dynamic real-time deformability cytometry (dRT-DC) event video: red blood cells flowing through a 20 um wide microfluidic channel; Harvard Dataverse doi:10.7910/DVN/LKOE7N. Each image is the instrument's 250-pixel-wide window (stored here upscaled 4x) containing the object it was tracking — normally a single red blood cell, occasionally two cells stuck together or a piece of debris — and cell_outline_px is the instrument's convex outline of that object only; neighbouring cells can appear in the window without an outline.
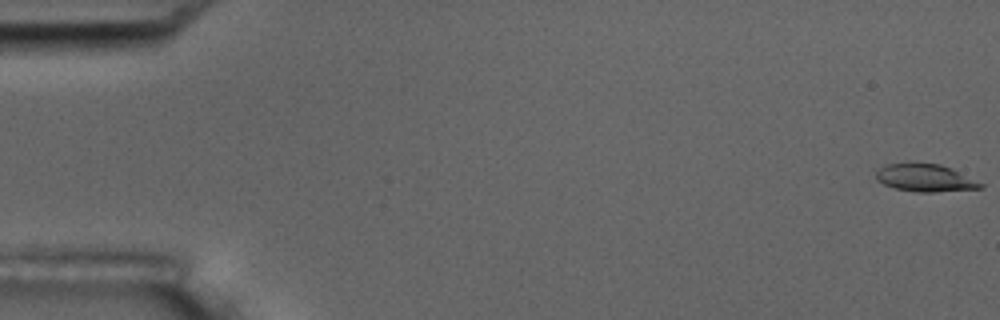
{"species": "common noctule bat (a hibernating species)", "species_latin": "Nyctalus noctula", "temperature_condition": "room temperature", "stored_images_in_passage": 3, "camera_frame_rate_fps": 3000, "um_per_image_px": 0.085, "animal": {"sex": "male", "body_mass_g": 17.5, "forearm_length_mm": 52.3}, "frame": {"image": 1, "passage_image": 1, "time_ms": 0.0, "image_size_px": [1000, 320], "cell_outline_px": [[984, 188], [936, 192], [916, 192], [896, 188], [884, 184], [876, 180], [876, 172], [880, 168], [888, 164], [908, 160], [940, 164], [952, 168], [984, 184]], "centroid_in_image_um": [78.63, 15.08], "position_along_channel_um": 6.4, "area_um2": 17.28}}